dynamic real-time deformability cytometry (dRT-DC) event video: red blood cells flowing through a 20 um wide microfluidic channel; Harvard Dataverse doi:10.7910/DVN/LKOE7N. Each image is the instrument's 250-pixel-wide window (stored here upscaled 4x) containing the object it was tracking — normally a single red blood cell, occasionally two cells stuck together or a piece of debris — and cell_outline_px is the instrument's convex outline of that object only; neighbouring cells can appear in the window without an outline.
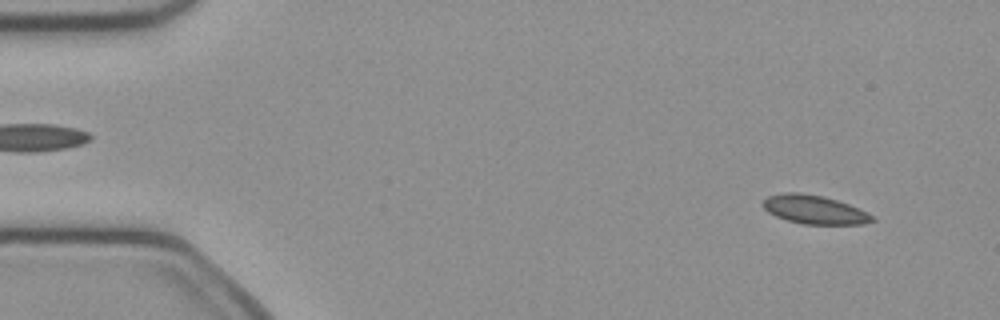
{"species": "common noctule bat (a hibernating species)", "species_latin": "Nyctalus noctula", "temperature_condition": "cold", "stored_images_in_passage": 50, "camera_frame_rate_fps": 3000, "um_per_image_px": 0.085, "animal": {"sex": "female", "body_mass_g": 21.9}, "frame": {"image": 1, "passage_image": 4, "time_ms": 1.0, "image_size_px": [1000, 320], "cell_outline_px": [[876, 220], [864, 224], [804, 224], [788, 220], [776, 216], [768, 212], [760, 204], [768, 196], [784, 192], [800, 192], [820, 196], [836, 200], [848, 204], [872, 216]], "centroid_in_image_um": [69.17, 17.81], "position_along_channel_um": 15.8, "area_um2": 17.98}}
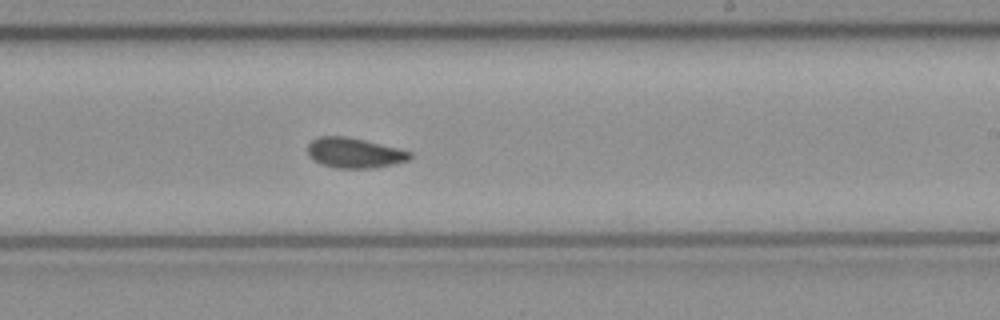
{"frame": {"image": 2, "passage_image": 30, "time_ms": 9.667, "image_size_px": [1000, 320], "cell_outline_px": [[412, 156], [408, 160], [376, 168], [336, 168], [320, 164], [312, 160], [308, 156], [308, 144], [312, 140], [320, 136], [344, 136], [364, 140], [412, 152]], "centroid_in_image_um": [30.08, 13.0], "position_along_channel_um": 258.9, "area_um2": 17.92}}
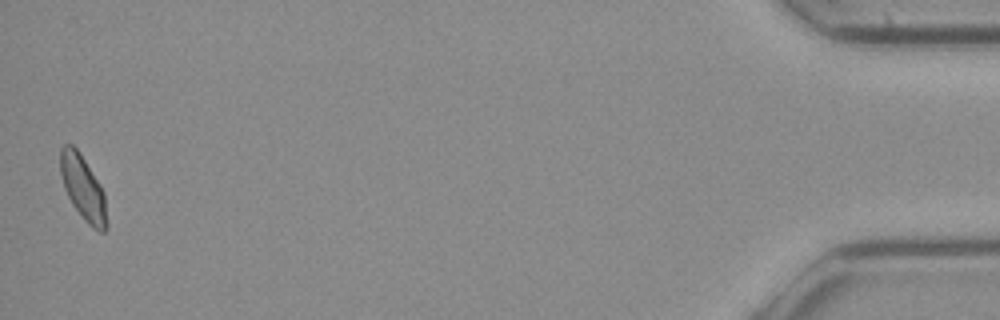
{"frame": {"image": 3, "passage_image": 50, "time_ms": 16.333, "image_size_px": [1000, 320], "cell_outline_px": [[108, 228], [104, 232], [100, 232], [92, 228], [84, 220], [72, 204], [64, 188], [60, 172], [60, 148], [64, 144], [72, 144], [80, 152], [100, 184], [104, 192], [108, 224]], "centroid_in_image_um": [7.07, 15.99], "position_along_channel_um": 428.1, "area_um2": 17.69}, "authors_computed_cell_mechanics": {"area_um2": 17.9758, "velocity_mm_per_s": 4.009, "shape_relaxation_time_tau1_ms": 10.244, "shape_relaxation_time_tau2_ms": 1.6247, "deformation_change_tau1": 0.1256, "deformation_change_tau2": 0.0315}}